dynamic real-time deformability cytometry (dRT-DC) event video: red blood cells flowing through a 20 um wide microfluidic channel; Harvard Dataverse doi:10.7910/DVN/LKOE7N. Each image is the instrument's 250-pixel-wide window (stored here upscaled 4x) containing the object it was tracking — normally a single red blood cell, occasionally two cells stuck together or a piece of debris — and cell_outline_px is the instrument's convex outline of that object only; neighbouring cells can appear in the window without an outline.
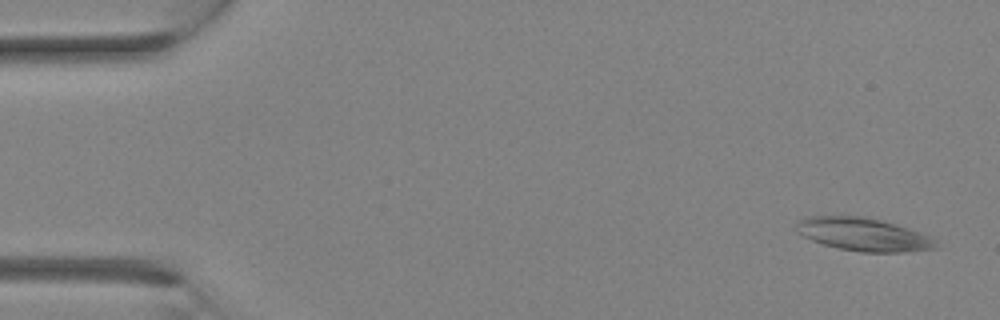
{"species": "Egyptian fruit bat (a non-hibernating species)", "species_latin": "Rousettus aegyptiacus", "temperature_condition": "room temperature", "stored_images_in_passage": 15, "camera_frame_rate_fps": 3000, "um_per_image_px": 0.085, "animal": {"sex": "female"}, "frame": {"image": 1, "passage_image": 2, "time_ms": 0.333, "image_size_px": [1000, 320], "cell_outline_px": [[940, 248], [908, 252], [860, 252], [840, 248], [824, 244], [812, 240], [796, 232], [796, 220], [808, 216], [864, 216], [896, 224], [908, 228], [928, 236], [936, 240]], "centroid_in_image_um": [73.39, 19.92], "position_along_channel_um": 11.6, "area_um2": 26.93}}
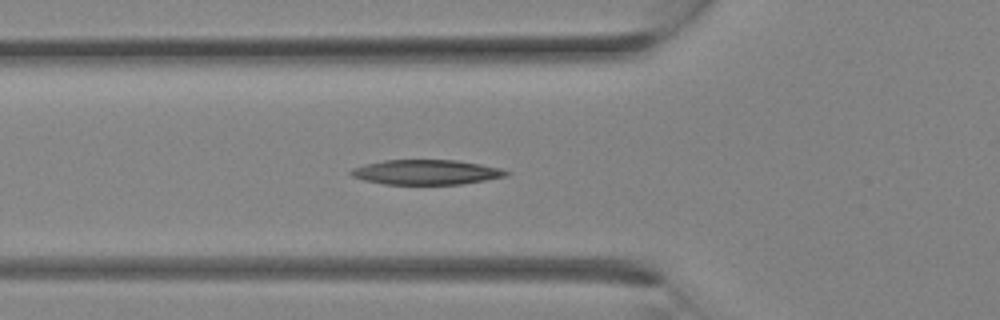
{"frame": {"image": 2, "passage_image": 11, "time_ms": 3.333, "image_size_px": [1000, 320], "cell_outline_px": [[512, 172], [508, 176], [460, 184], [384, 184], [364, 180], [352, 176], [348, 172], [352, 168], [364, 164], [384, 160], [456, 160], [480, 164], [500, 168]], "centroid_in_image_um": [36.22, 14.63], "position_along_channel_um": 89.6, "area_um2": 22.48}}
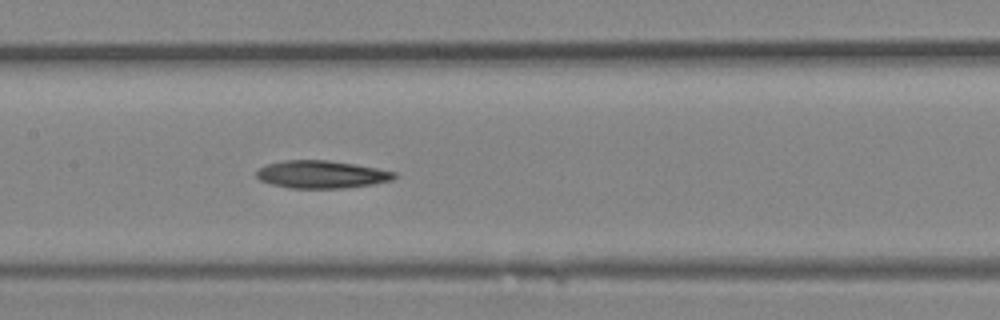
{"frame": {"image": 3, "passage_image": 15, "time_ms": 4.667, "image_size_px": [1000, 320], "cell_outline_px": [[400, 176], [392, 180], [372, 184], [340, 188], [288, 188], [272, 184], [260, 180], [256, 176], [256, 172], [260, 168], [268, 164], [284, 160], [328, 160], [376, 168], [396, 172]], "centroid_in_image_um": [27.34, 14.83], "position_along_channel_um": 180.1, "area_um2": 22.08}}